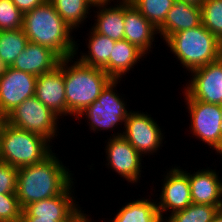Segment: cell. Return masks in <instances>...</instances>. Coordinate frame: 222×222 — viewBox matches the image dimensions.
<instances>
[{
  "instance_id": "cell-32",
  "label": "cell",
  "mask_w": 222,
  "mask_h": 222,
  "mask_svg": "<svg viewBox=\"0 0 222 222\" xmlns=\"http://www.w3.org/2000/svg\"><path fill=\"white\" fill-rule=\"evenodd\" d=\"M16 7L24 14L38 7L46 0H11Z\"/></svg>"
},
{
  "instance_id": "cell-38",
  "label": "cell",
  "mask_w": 222,
  "mask_h": 222,
  "mask_svg": "<svg viewBox=\"0 0 222 222\" xmlns=\"http://www.w3.org/2000/svg\"><path fill=\"white\" fill-rule=\"evenodd\" d=\"M182 1L188 2L190 4H194L197 6H201L205 0H182Z\"/></svg>"
},
{
  "instance_id": "cell-23",
  "label": "cell",
  "mask_w": 222,
  "mask_h": 222,
  "mask_svg": "<svg viewBox=\"0 0 222 222\" xmlns=\"http://www.w3.org/2000/svg\"><path fill=\"white\" fill-rule=\"evenodd\" d=\"M156 199L143 197L125 202V205L117 210L113 219L107 222H163L160 218ZM104 222H106L104 220Z\"/></svg>"
},
{
  "instance_id": "cell-11",
  "label": "cell",
  "mask_w": 222,
  "mask_h": 222,
  "mask_svg": "<svg viewBox=\"0 0 222 222\" xmlns=\"http://www.w3.org/2000/svg\"><path fill=\"white\" fill-rule=\"evenodd\" d=\"M171 167L169 170L166 169V174H163L161 186L162 191L159 197L156 198L158 212L162 221H164L168 215L184 210L192 204L187 173L183 170V168L181 169L180 166L175 165L173 167L172 165Z\"/></svg>"
},
{
  "instance_id": "cell-37",
  "label": "cell",
  "mask_w": 222,
  "mask_h": 222,
  "mask_svg": "<svg viewBox=\"0 0 222 222\" xmlns=\"http://www.w3.org/2000/svg\"><path fill=\"white\" fill-rule=\"evenodd\" d=\"M94 5L111 3L114 0H89Z\"/></svg>"
},
{
  "instance_id": "cell-5",
  "label": "cell",
  "mask_w": 222,
  "mask_h": 222,
  "mask_svg": "<svg viewBox=\"0 0 222 222\" xmlns=\"http://www.w3.org/2000/svg\"><path fill=\"white\" fill-rule=\"evenodd\" d=\"M120 81L121 79H112L102 90L97 100L75 118L79 122H81V118H86L89 130L92 133H99V131L114 132L116 129L119 131H115L111 136L118 137L121 135L120 126L125 125L126 118L131 110L128 109L127 99L125 101V97H123L125 95L120 96L121 94L117 92V85L120 84Z\"/></svg>"
},
{
  "instance_id": "cell-24",
  "label": "cell",
  "mask_w": 222,
  "mask_h": 222,
  "mask_svg": "<svg viewBox=\"0 0 222 222\" xmlns=\"http://www.w3.org/2000/svg\"><path fill=\"white\" fill-rule=\"evenodd\" d=\"M62 19L76 32L79 27L84 26L88 17L91 18L90 9L93 4L89 0H49ZM81 25V26H80Z\"/></svg>"
},
{
  "instance_id": "cell-33",
  "label": "cell",
  "mask_w": 222,
  "mask_h": 222,
  "mask_svg": "<svg viewBox=\"0 0 222 222\" xmlns=\"http://www.w3.org/2000/svg\"><path fill=\"white\" fill-rule=\"evenodd\" d=\"M82 209L83 207H80L79 210L68 220V222H94V221L96 222V220H93V217L91 219L90 217L91 214L88 215L85 211H82ZM102 219L103 220H101V222L104 221V218Z\"/></svg>"
},
{
  "instance_id": "cell-4",
  "label": "cell",
  "mask_w": 222,
  "mask_h": 222,
  "mask_svg": "<svg viewBox=\"0 0 222 222\" xmlns=\"http://www.w3.org/2000/svg\"><path fill=\"white\" fill-rule=\"evenodd\" d=\"M166 42V43H165ZM164 44L188 73L222 57V42L203 24L172 34Z\"/></svg>"
},
{
  "instance_id": "cell-18",
  "label": "cell",
  "mask_w": 222,
  "mask_h": 222,
  "mask_svg": "<svg viewBox=\"0 0 222 222\" xmlns=\"http://www.w3.org/2000/svg\"><path fill=\"white\" fill-rule=\"evenodd\" d=\"M61 59L51 48L29 41L10 67L40 76L55 69Z\"/></svg>"
},
{
  "instance_id": "cell-36",
  "label": "cell",
  "mask_w": 222,
  "mask_h": 222,
  "mask_svg": "<svg viewBox=\"0 0 222 222\" xmlns=\"http://www.w3.org/2000/svg\"><path fill=\"white\" fill-rule=\"evenodd\" d=\"M212 222H222V209L218 210V212L213 217Z\"/></svg>"
},
{
  "instance_id": "cell-1",
  "label": "cell",
  "mask_w": 222,
  "mask_h": 222,
  "mask_svg": "<svg viewBox=\"0 0 222 222\" xmlns=\"http://www.w3.org/2000/svg\"><path fill=\"white\" fill-rule=\"evenodd\" d=\"M52 152L43 161L18 168L16 197L24 209L28 204L60 195L72 182H76L69 166Z\"/></svg>"
},
{
  "instance_id": "cell-10",
  "label": "cell",
  "mask_w": 222,
  "mask_h": 222,
  "mask_svg": "<svg viewBox=\"0 0 222 222\" xmlns=\"http://www.w3.org/2000/svg\"><path fill=\"white\" fill-rule=\"evenodd\" d=\"M104 147L106 167L117 173L128 183L138 185L142 175V158H144L122 135L107 137Z\"/></svg>"
},
{
  "instance_id": "cell-26",
  "label": "cell",
  "mask_w": 222,
  "mask_h": 222,
  "mask_svg": "<svg viewBox=\"0 0 222 222\" xmlns=\"http://www.w3.org/2000/svg\"><path fill=\"white\" fill-rule=\"evenodd\" d=\"M174 1L175 0H130L156 29L164 23Z\"/></svg>"
},
{
  "instance_id": "cell-16",
  "label": "cell",
  "mask_w": 222,
  "mask_h": 222,
  "mask_svg": "<svg viewBox=\"0 0 222 222\" xmlns=\"http://www.w3.org/2000/svg\"><path fill=\"white\" fill-rule=\"evenodd\" d=\"M124 28L125 40L140 49L146 57L152 53L158 31L130 0H124Z\"/></svg>"
},
{
  "instance_id": "cell-28",
  "label": "cell",
  "mask_w": 222,
  "mask_h": 222,
  "mask_svg": "<svg viewBox=\"0 0 222 222\" xmlns=\"http://www.w3.org/2000/svg\"><path fill=\"white\" fill-rule=\"evenodd\" d=\"M200 7L203 26L222 42V0H205Z\"/></svg>"
},
{
  "instance_id": "cell-27",
  "label": "cell",
  "mask_w": 222,
  "mask_h": 222,
  "mask_svg": "<svg viewBox=\"0 0 222 222\" xmlns=\"http://www.w3.org/2000/svg\"><path fill=\"white\" fill-rule=\"evenodd\" d=\"M217 206L192 203L184 210L169 215L163 222H212Z\"/></svg>"
},
{
  "instance_id": "cell-31",
  "label": "cell",
  "mask_w": 222,
  "mask_h": 222,
  "mask_svg": "<svg viewBox=\"0 0 222 222\" xmlns=\"http://www.w3.org/2000/svg\"><path fill=\"white\" fill-rule=\"evenodd\" d=\"M18 169L0 161V194H16Z\"/></svg>"
},
{
  "instance_id": "cell-17",
  "label": "cell",
  "mask_w": 222,
  "mask_h": 222,
  "mask_svg": "<svg viewBox=\"0 0 222 222\" xmlns=\"http://www.w3.org/2000/svg\"><path fill=\"white\" fill-rule=\"evenodd\" d=\"M188 175L192 203L208 204L222 209V177L216 169H199Z\"/></svg>"
},
{
  "instance_id": "cell-14",
  "label": "cell",
  "mask_w": 222,
  "mask_h": 222,
  "mask_svg": "<svg viewBox=\"0 0 222 222\" xmlns=\"http://www.w3.org/2000/svg\"><path fill=\"white\" fill-rule=\"evenodd\" d=\"M35 97L61 120L68 116L64 84V58L55 69L37 76Z\"/></svg>"
},
{
  "instance_id": "cell-34",
  "label": "cell",
  "mask_w": 222,
  "mask_h": 222,
  "mask_svg": "<svg viewBox=\"0 0 222 222\" xmlns=\"http://www.w3.org/2000/svg\"><path fill=\"white\" fill-rule=\"evenodd\" d=\"M69 219H46L40 217H21L20 222H68Z\"/></svg>"
},
{
  "instance_id": "cell-12",
  "label": "cell",
  "mask_w": 222,
  "mask_h": 222,
  "mask_svg": "<svg viewBox=\"0 0 222 222\" xmlns=\"http://www.w3.org/2000/svg\"><path fill=\"white\" fill-rule=\"evenodd\" d=\"M192 77L183 91L192 99L211 104H222V57L189 72Z\"/></svg>"
},
{
  "instance_id": "cell-40",
  "label": "cell",
  "mask_w": 222,
  "mask_h": 222,
  "mask_svg": "<svg viewBox=\"0 0 222 222\" xmlns=\"http://www.w3.org/2000/svg\"><path fill=\"white\" fill-rule=\"evenodd\" d=\"M220 107H221V112H222V104L220 105ZM221 125H222V117H221Z\"/></svg>"
},
{
  "instance_id": "cell-8",
  "label": "cell",
  "mask_w": 222,
  "mask_h": 222,
  "mask_svg": "<svg viewBox=\"0 0 222 222\" xmlns=\"http://www.w3.org/2000/svg\"><path fill=\"white\" fill-rule=\"evenodd\" d=\"M60 118L35 96L26 99L7 115L10 125L40 135L51 144L59 136Z\"/></svg>"
},
{
  "instance_id": "cell-30",
  "label": "cell",
  "mask_w": 222,
  "mask_h": 222,
  "mask_svg": "<svg viewBox=\"0 0 222 222\" xmlns=\"http://www.w3.org/2000/svg\"><path fill=\"white\" fill-rule=\"evenodd\" d=\"M21 213L16 194H0V222H20Z\"/></svg>"
},
{
  "instance_id": "cell-29",
  "label": "cell",
  "mask_w": 222,
  "mask_h": 222,
  "mask_svg": "<svg viewBox=\"0 0 222 222\" xmlns=\"http://www.w3.org/2000/svg\"><path fill=\"white\" fill-rule=\"evenodd\" d=\"M23 27V13L11 0H0V31Z\"/></svg>"
},
{
  "instance_id": "cell-15",
  "label": "cell",
  "mask_w": 222,
  "mask_h": 222,
  "mask_svg": "<svg viewBox=\"0 0 222 222\" xmlns=\"http://www.w3.org/2000/svg\"><path fill=\"white\" fill-rule=\"evenodd\" d=\"M74 184L73 181L60 195L28 204L22 209L21 217L70 219L81 207L76 202Z\"/></svg>"
},
{
  "instance_id": "cell-7",
  "label": "cell",
  "mask_w": 222,
  "mask_h": 222,
  "mask_svg": "<svg viewBox=\"0 0 222 222\" xmlns=\"http://www.w3.org/2000/svg\"><path fill=\"white\" fill-rule=\"evenodd\" d=\"M184 95L185 107L190 117L189 129L191 134L197 139L207 144L212 150H215L216 155L222 159V125H221V107L217 104H211L194 100L185 92Z\"/></svg>"
},
{
  "instance_id": "cell-9",
  "label": "cell",
  "mask_w": 222,
  "mask_h": 222,
  "mask_svg": "<svg viewBox=\"0 0 222 222\" xmlns=\"http://www.w3.org/2000/svg\"><path fill=\"white\" fill-rule=\"evenodd\" d=\"M151 116L146 111L131 110L121 133L143 157L156 155L159 149H162L165 139V131L163 132L158 121Z\"/></svg>"
},
{
  "instance_id": "cell-3",
  "label": "cell",
  "mask_w": 222,
  "mask_h": 222,
  "mask_svg": "<svg viewBox=\"0 0 222 222\" xmlns=\"http://www.w3.org/2000/svg\"><path fill=\"white\" fill-rule=\"evenodd\" d=\"M111 80L112 78L101 68L86 65L77 58L75 59L74 56L64 58V84L68 116L75 119L86 107L97 100Z\"/></svg>"
},
{
  "instance_id": "cell-2",
  "label": "cell",
  "mask_w": 222,
  "mask_h": 222,
  "mask_svg": "<svg viewBox=\"0 0 222 222\" xmlns=\"http://www.w3.org/2000/svg\"><path fill=\"white\" fill-rule=\"evenodd\" d=\"M22 28L30 42L51 48L62 59L74 56V31L49 0L23 14Z\"/></svg>"
},
{
  "instance_id": "cell-39",
  "label": "cell",
  "mask_w": 222,
  "mask_h": 222,
  "mask_svg": "<svg viewBox=\"0 0 222 222\" xmlns=\"http://www.w3.org/2000/svg\"><path fill=\"white\" fill-rule=\"evenodd\" d=\"M7 68L8 66L2 61H0V76H2L6 72Z\"/></svg>"
},
{
  "instance_id": "cell-22",
  "label": "cell",
  "mask_w": 222,
  "mask_h": 222,
  "mask_svg": "<svg viewBox=\"0 0 222 222\" xmlns=\"http://www.w3.org/2000/svg\"><path fill=\"white\" fill-rule=\"evenodd\" d=\"M144 58H147L146 55L132 43L125 39L116 41L110 55V77L122 79L123 82V77L131 70L133 72L140 59Z\"/></svg>"
},
{
  "instance_id": "cell-35",
  "label": "cell",
  "mask_w": 222,
  "mask_h": 222,
  "mask_svg": "<svg viewBox=\"0 0 222 222\" xmlns=\"http://www.w3.org/2000/svg\"><path fill=\"white\" fill-rule=\"evenodd\" d=\"M6 123H7V116L0 112V136Z\"/></svg>"
},
{
  "instance_id": "cell-13",
  "label": "cell",
  "mask_w": 222,
  "mask_h": 222,
  "mask_svg": "<svg viewBox=\"0 0 222 222\" xmlns=\"http://www.w3.org/2000/svg\"><path fill=\"white\" fill-rule=\"evenodd\" d=\"M37 76L8 67L0 76V112L6 116L19 104L35 96Z\"/></svg>"
},
{
  "instance_id": "cell-21",
  "label": "cell",
  "mask_w": 222,
  "mask_h": 222,
  "mask_svg": "<svg viewBox=\"0 0 222 222\" xmlns=\"http://www.w3.org/2000/svg\"><path fill=\"white\" fill-rule=\"evenodd\" d=\"M89 30V35H86L88 36V42L86 40L88 51L86 53L79 52L78 45L80 44L76 41L74 57H77L80 62L86 65L103 69L110 76V55L116 41L105 35L96 33L92 28ZM78 55L80 56L78 57Z\"/></svg>"
},
{
  "instance_id": "cell-6",
  "label": "cell",
  "mask_w": 222,
  "mask_h": 222,
  "mask_svg": "<svg viewBox=\"0 0 222 222\" xmlns=\"http://www.w3.org/2000/svg\"><path fill=\"white\" fill-rule=\"evenodd\" d=\"M50 144L40 135L6 123L0 136V161L17 169L34 165L54 151Z\"/></svg>"
},
{
  "instance_id": "cell-20",
  "label": "cell",
  "mask_w": 222,
  "mask_h": 222,
  "mask_svg": "<svg viewBox=\"0 0 222 222\" xmlns=\"http://www.w3.org/2000/svg\"><path fill=\"white\" fill-rule=\"evenodd\" d=\"M113 3L114 6L112 3L93 6L92 9L96 8L97 13L93 16L96 19L90 28L96 33L118 41L124 39V0H114Z\"/></svg>"
},
{
  "instance_id": "cell-19",
  "label": "cell",
  "mask_w": 222,
  "mask_h": 222,
  "mask_svg": "<svg viewBox=\"0 0 222 222\" xmlns=\"http://www.w3.org/2000/svg\"><path fill=\"white\" fill-rule=\"evenodd\" d=\"M202 24L201 7L182 0H175L164 23L157 29L158 35L166 41L172 34L195 28Z\"/></svg>"
},
{
  "instance_id": "cell-25",
  "label": "cell",
  "mask_w": 222,
  "mask_h": 222,
  "mask_svg": "<svg viewBox=\"0 0 222 222\" xmlns=\"http://www.w3.org/2000/svg\"><path fill=\"white\" fill-rule=\"evenodd\" d=\"M29 40L23 28L0 31V61L11 66L18 55L26 48Z\"/></svg>"
}]
</instances>
